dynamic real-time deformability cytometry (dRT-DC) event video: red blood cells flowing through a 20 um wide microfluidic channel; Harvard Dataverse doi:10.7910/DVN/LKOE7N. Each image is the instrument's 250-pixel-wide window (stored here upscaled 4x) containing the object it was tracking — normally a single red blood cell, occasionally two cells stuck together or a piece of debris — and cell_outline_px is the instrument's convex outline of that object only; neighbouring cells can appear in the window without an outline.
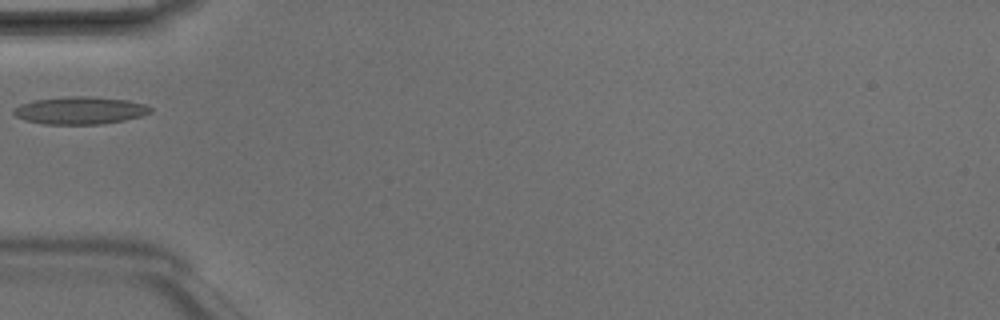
{"species": "Egyptian fruit bat (a non-hibernating species)", "species_latin": "Rousettus aegyptiacus", "temperature_condition": "room temperature", "stored_images_in_passage": 3, "camera_frame_rate_fps": 3000, "um_per_image_px": 0.085, "animal": {"sex": "male"}, "frame": {"image": 1, "passage_image": 3, "time_ms": 0.667, "image_size_px": [1000, 320], "cell_outline_px": [[152, 112], [140, 116], [124, 120], [100, 124], [44, 124], [24, 120], [16, 116], [12, 112], [20, 104], [36, 100], [68, 96], [84, 96], [128, 100], [144, 104], [152, 108]], "centroid_in_image_um": [6.8, 9.39], "position_along_channel_um": 78.2, "area_um2": 21.73}}